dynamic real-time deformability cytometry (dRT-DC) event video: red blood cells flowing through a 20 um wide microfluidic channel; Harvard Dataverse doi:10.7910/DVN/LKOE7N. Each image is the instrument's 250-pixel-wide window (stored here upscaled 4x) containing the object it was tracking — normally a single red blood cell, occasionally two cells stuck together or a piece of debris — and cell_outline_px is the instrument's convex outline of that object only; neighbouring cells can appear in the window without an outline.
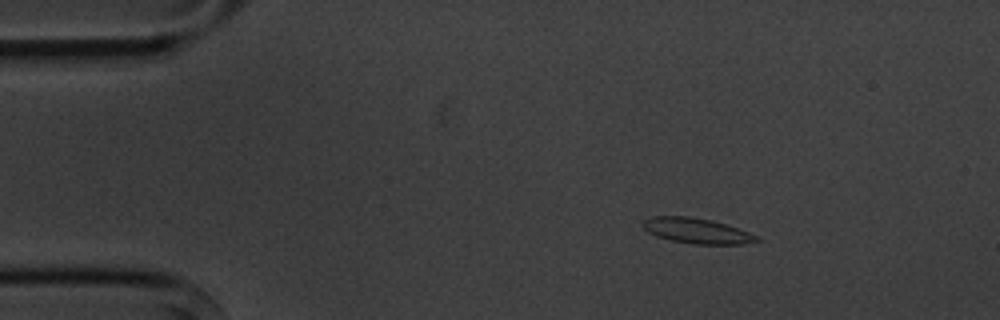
{"species": "common noctule bat (a hibernating species)", "species_latin": "Nyctalus noctula", "temperature_condition": "cold", "stored_images_in_passage": 3, "camera_frame_rate_fps": 3000, "um_per_image_px": 0.085, "animal": {"sex": "male", "body_mass_g": 20.1, "forearm_length_mm": 53.5}, "frame": {"image": 1, "passage_image": 1, "time_ms": 0.0, "image_size_px": [1000, 320], "cell_outline_px": [[760, 240], [744, 244], [692, 244], [672, 240], [656, 236], [648, 232], [640, 224], [644, 220], [652, 216], [688, 216], [712, 220], [748, 232], [756, 236]], "centroid_in_image_um": [59.17, 19.61], "position_along_channel_um": 25.8, "area_um2": 16.65}}